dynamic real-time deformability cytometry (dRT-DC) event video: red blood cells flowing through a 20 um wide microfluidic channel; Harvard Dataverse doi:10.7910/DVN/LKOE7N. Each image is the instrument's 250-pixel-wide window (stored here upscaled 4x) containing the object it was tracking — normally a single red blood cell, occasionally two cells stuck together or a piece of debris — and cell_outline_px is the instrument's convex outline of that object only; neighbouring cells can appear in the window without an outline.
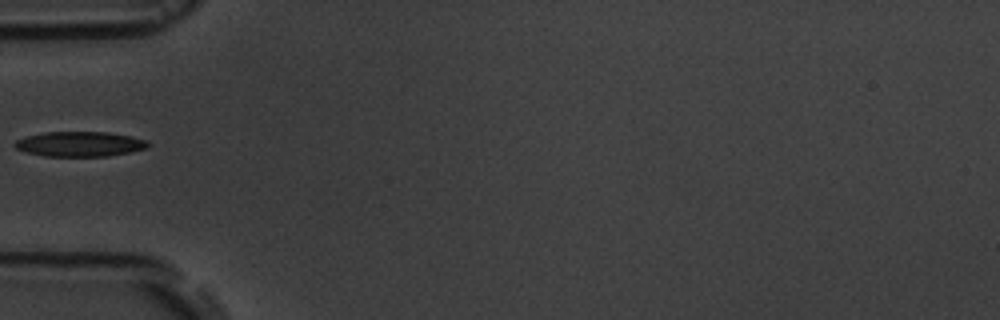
{"species": "common noctule bat (a hibernating species)", "species_latin": "Nyctalus noctula", "temperature_condition": "room temperature", "stored_images_in_passage": 6, "camera_frame_rate_fps": 3000, "um_per_image_px": 0.085, "animal": {"sex": "male", "body_mass_g": 19.5, "forearm_length_mm": 54.6}, "frame": {"image": 1, "passage_image": 6, "time_ms": 5.667, "image_size_px": [1000, 320], "cell_outline_px": [[148, 148], [108, 156], [44, 156], [24, 152], [16, 148], [12, 144], [16, 140], [24, 136], [44, 132], [108, 132], [132, 136], [148, 140]], "centroid_in_image_um": [6.75, 12.24], "position_along_channel_um": 78.3, "area_um2": 19.54}}